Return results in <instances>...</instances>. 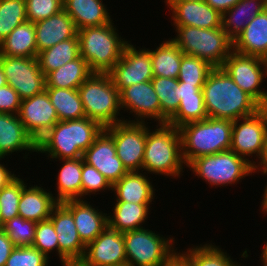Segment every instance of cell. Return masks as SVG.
<instances>
[{
    "label": "cell",
    "instance_id": "58",
    "mask_svg": "<svg viewBox=\"0 0 267 266\" xmlns=\"http://www.w3.org/2000/svg\"><path fill=\"white\" fill-rule=\"evenodd\" d=\"M263 266H267V258L260 257Z\"/></svg>",
    "mask_w": 267,
    "mask_h": 266
},
{
    "label": "cell",
    "instance_id": "5",
    "mask_svg": "<svg viewBox=\"0 0 267 266\" xmlns=\"http://www.w3.org/2000/svg\"><path fill=\"white\" fill-rule=\"evenodd\" d=\"M111 23L78 30L80 56L93 72L108 73L122 56L127 43Z\"/></svg>",
    "mask_w": 267,
    "mask_h": 266
},
{
    "label": "cell",
    "instance_id": "51",
    "mask_svg": "<svg viewBox=\"0 0 267 266\" xmlns=\"http://www.w3.org/2000/svg\"><path fill=\"white\" fill-rule=\"evenodd\" d=\"M2 159L5 158H0L1 161ZM1 163L2 162H0V190L17 176L16 173L14 174V172L12 173V171L8 170L9 168H7L4 163Z\"/></svg>",
    "mask_w": 267,
    "mask_h": 266
},
{
    "label": "cell",
    "instance_id": "1",
    "mask_svg": "<svg viewBox=\"0 0 267 266\" xmlns=\"http://www.w3.org/2000/svg\"><path fill=\"white\" fill-rule=\"evenodd\" d=\"M208 117L235 121L263 107L243 91L222 67L213 68L202 88Z\"/></svg>",
    "mask_w": 267,
    "mask_h": 266
},
{
    "label": "cell",
    "instance_id": "52",
    "mask_svg": "<svg viewBox=\"0 0 267 266\" xmlns=\"http://www.w3.org/2000/svg\"><path fill=\"white\" fill-rule=\"evenodd\" d=\"M261 171L262 175H267V137H266V143L264 148V153L260 161L254 166V174Z\"/></svg>",
    "mask_w": 267,
    "mask_h": 266
},
{
    "label": "cell",
    "instance_id": "26",
    "mask_svg": "<svg viewBox=\"0 0 267 266\" xmlns=\"http://www.w3.org/2000/svg\"><path fill=\"white\" fill-rule=\"evenodd\" d=\"M26 186L21 193L18 205L19 216L25 220L40 222L49 219L53 208L58 204L52 191L43 186Z\"/></svg>",
    "mask_w": 267,
    "mask_h": 266
},
{
    "label": "cell",
    "instance_id": "12",
    "mask_svg": "<svg viewBox=\"0 0 267 266\" xmlns=\"http://www.w3.org/2000/svg\"><path fill=\"white\" fill-rule=\"evenodd\" d=\"M0 64L7 84L20 99L33 97L45 90V75L40 69L37 57H10L0 55Z\"/></svg>",
    "mask_w": 267,
    "mask_h": 266
},
{
    "label": "cell",
    "instance_id": "22",
    "mask_svg": "<svg viewBox=\"0 0 267 266\" xmlns=\"http://www.w3.org/2000/svg\"><path fill=\"white\" fill-rule=\"evenodd\" d=\"M17 151H24L26 160L29 153L37 152V143L27 133L17 114L0 113V158Z\"/></svg>",
    "mask_w": 267,
    "mask_h": 266
},
{
    "label": "cell",
    "instance_id": "32",
    "mask_svg": "<svg viewBox=\"0 0 267 266\" xmlns=\"http://www.w3.org/2000/svg\"><path fill=\"white\" fill-rule=\"evenodd\" d=\"M92 73L88 63L80 56L49 72L45 76L46 87L78 89Z\"/></svg>",
    "mask_w": 267,
    "mask_h": 266
},
{
    "label": "cell",
    "instance_id": "4",
    "mask_svg": "<svg viewBox=\"0 0 267 266\" xmlns=\"http://www.w3.org/2000/svg\"><path fill=\"white\" fill-rule=\"evenodd\" d=\"M233 121L208 117L180 126L182 156L186 167L196 158L230 150Z\"/></svg>",
    "mask_w": 267,
    "mask_h": 266
},
{
    "label": "cell",
    "instance_id": "47",
    "mask_svg": "<svg viewBox=\"0 0 267 266\" xmlns=\"http://www.w3.org/2000/svg\"><path fill=\"white\" fill-rule=\"evenodd\" d=\"M21 99L8 84L0 87V113L18 114Z\"/></svg>",
    "mask_w": 267,
    "mask_h": 266
},
{
    "label": "cell",
    "instance_id": "16",
    "mask_svg": "<svg viewBox=\"0 0 267 266\" xmlns=\"http://www.w3.org/2000/svg\"><path fill=\"white\" fill-rule=\"evenodd\" d=\"M17 115L36 143L59 121L46 90L21 100Z\"/></svg>",
    "mask_w": 267,
    "mask_h": 266
},
{
    "label": "cell",
    "instance_id": "38",
    "mask_svg": "<svg viewBox=\"0 0 267 266\" xmlns=\"http://www.w3.org/2000/svg\"><path fill=\"white\" fill-rule=\"evenodd\" d=\"M208 118L204 106V98L202 90L194 95L182 97L179 100V107L176 114L168 121V124L177 128L194 121H201Z\"/></svg>",
    "mask_w": 267,
    "mask_h": 266
},
{
    "label": "cell",
    "instance_id": "10",
    "mask_svg": "<svg viewBox=\"0 0 267 266\" xmlns=\"http://www.w3.org/2000/svg\"><path fill=\"white\" fill-rule=\"evenodd\" d=\"M266 137L267 107H263L254 115L233 121L230 150L255 166L263 156ZM253 156L256 162L249 160Z\"/></svg>",
    "mask_w": 267,
    "mask_h": 266
},
{
    "label": "cell",
    "instance_id": "19",
    "mask_svg": "<svg viewBox=\"0 0 267 266\" xmlns=\"http://www.w3.org/2000/svg\"><path fill=\"white\" fill-rule=\"evenodd\" d=\"M171 10L172 26H191L205 29L222 27V14L205 1H164Z\"/></svg>",
    "mask_w": 267,
    "mask_h": 266
},
{
    "label": "cell",
    "instance_id": "30",
    "mask_svg": "<svg viewBox=\"0 0 267 266\" xmlns=\"http://www.w3.org/2000/svg\"><path fill=\"white\" fill-rule=\"evenodd\" d=\"M0 55L37 57L35 24L25 21L17 26L1 43Z\"/></svg>",
    "mask_w": 267,
    "mask_h": 266
},
{
    "label": "cell",
    "instance_id": "25",
    "mask_svg": "<svg viewBox=\"0 0 267 266\" xmlns=\"http://www.w3.org/2000/svg\"><path fill=\"white\" fill-rule=\"evenodd\" d=\"M147 175V176H146ZM143 171L127 172L119 181L112 185L115 202H132L137 204H152L155 198L154 184L148 174Z\"/></svg>",
    "mask_w": 267,
    "mask_h": 266
},
{
    "label": "cell",
    "instance_id": "20",
    "mask_svg": "<svg viewBox=\"0 0 267 266\" xmlns=\"http://www.w3.org/2000/svg\"><path fill=\"white\" fill-rule=\"evenodd\" d=\"M49 219L57 233L60 261L81 260L86 245L80 239L72 213L62 203H58Z\"/></svg>",
    "mask_w": 267,
    "mask_h": 266
},
{
    "label": "cell",
    "instance_id": "42",
    "mask_svg": "<svg viewBox=\"0 0 267 266\" xmlns=\"http://www.w3.org/2000/svg\"><path fill=\"white\" fill-rule=\"evenodd\" d=\"M36 225L34 221L17 216L5 222L1 229L8 235L15 247H30L35 239Z\"/></svg>",
    "mask_w": 267,
    "mask_h": 266
},
{
    "label": "cell",
    "instance_id": "49",
    "mask_svg": "<svg viewBox=\"0 0 267 266\" xmlns=\"http://www.w3.org/2000/svg\"><path fill=\"white\" fill-rule=\"evenodd\" d=\"M203 86H193L185 82H178L177 97L180 100L182 97L194 96L202 90Z\"/></svg>",
    "mask_w": 267,
    "mask_h": 266
},
{
    "label": "cell",
    "instance_id": "18",
    "mask_svg": "<svg viewBox=\"0 0 267 266\" xmlns=\"http://www.w3.org/2000/svg\"><path fill=\"white\" fill-rule=\"evenodd\" d=\"M83 160L95 167L112 185L128 172L116 154L113 137L105 129L83 153Z\"/></svg>",
    "mask_w": 267,
    "mask_h": 266
},
{
    "label": "cell",
    "instance_id": "28",
    "mask_svg": "<svg viewBox=\"0 0 267 266\" xmlns=\"http://www.w3.org/2000/svg\"><path fill=\"white\" fill-rule=\"evenodd\" d=\"M151 204H137L132 202H116L113 205V216L108 213V226L121 233L144 228L147 222ZM149 212V213H148Z\"/></svg>",
    "mask_w": 267,
    "mask_h": 266
},
{
    "label": "cell",
    "instance_id": "59",
    "mask_svg": "<svg viewBox=\"0 0 267 266\" xmlns=\"http://www.w3.org/2000/svg\"><path fill=\"white\" fill-rule=\"evenodd\" d=\"M165 1H191V0H165ZM192 1H205V0H192Z\"/></svg>",
    "mask_w": 267,
    "mask_h": 266
},
{
    "label": "cell",
    "instance_id": "31",
    "mask_svg": "<svg viewBox=\"0 0 267 266\" xmlns=\"http://www.w3.org/2000/svg\"><path fill=\"white\" fill-rule=\"evenodd\" d=\"M55 186V200L62 203L68 200L81 199L82 157L62 159Z\"/></svg>",
    "mask_w": 267,
    "mask_h": 266
},
{
    "label": "cell",
    "instance_id": "56",
    "mask_svg": "<svg viewBox=\"0 0 267 266\" xmlns=\"http://www.w3.org/2000/svg\"><path fill=\"white\" fill-rule=\"evenodd\" d=\"M262 253H260V257L262 258H267V242L266 244L264 245L263 249L261 250Z\"/></svg>",
    "mask_w": 267,
    "mask_h": 266
},
{
    "label": "cell",
    "instance_id": "13",
    "mask_svg": "<svg viewBox=\"0 0 267 266\" xmlns=\"http://www.w3.org/2000/svg\"><path fill=\"white\" fill-rule=\"evenodd\" d=\"M112 137L116 154L128 172L142 171L146 122H119L104 128Z\"/></svg>",
    "mask_w": 267,
    "mask_h": 266
},
{
    "label": "cell",
    "instance_id": "27",
    "mask_svg": "<svg viewBox=\"0 0 267 266\" xmlns=\"http://www.w3.org/2000/svg\"><path fill=\"white\" fill-rule=\"evenodd\" d=\"M63 9L72 18L77 30L113 21L103 0H63Z\"/></svg>",
    "mask_w": 267,
    "mask_h": 266
},
{
    "label": "cell",
    "instance_id": "3",
    "mask_svg": "<svg viewBox=\"0 0 267 266\" xmlns=\"http://www.w3.org/2000/svg\"><path fill=\"white\" fill-rule=\"evenodd\" d=\"M146 122V144L142 171L149 174L179 178L186 166L179 129L168 123L157 124L153 130ZM159 126V127H158ZM149 127V128H148ZM181 175V176H180Z\"/></svg>",
    "mask_w": 267,
    "mask_h": 266
},
{
    "label": "cell",
    "instance_id": "34",
    "mask_svg": "<svg viewBox=\"0 0 267 266\" xmlns=\"http://www.w3.org/2000/svg\"><path fill=\"white\" fill-rule=\"evenodd\" d=\"M183 54L172 39L162 41L156 49L150 50L153 76L177 79Z\"/></svg>",
    "mask_w": 267,
    "mask_h": 266
},
{
    "label": "cell",
    "instance_id": "7",
    "mask_svg": "<svg viewBox=\"0 0 267 266\" xmlns=\"http://www.w3.org/2000/svg\"><path fill=\"white\" fill-rule=\"evenodd\" d=\"M177 32L172 41L185 55L196 56L212 67H222L233 51V41L222 27L205 29L191 26L174 27Z\"/></svg>",
    "mask_w": 267,
    "mask_h": 266
},
{
    "label": "cell",
    "instance_id": "43",
    "mask_svg": "<svg viewBox=\"0 0 267 266\" xmlns=\"http://www.w3.org/2000/svg\"><path fill=\"white\" fill-rule=\"evenodd\" d=\"M32 247L38 249L48 259H50V253L56 250L59 257V244L57 239V233L50 219H46L37 222L35 228V239Z\"/></svg>",
    "mask_w": 267,
    "mask_h": 266
},
{
    "label": "cell",
    "instance_id": "61",
    "mask_svg": "<svg viewBox=\"0 0 267 266\" xmlns=\"http://www.w3.org/2000/svg\"><path fill=\"white\" fill-rule=\"evenodd\" d=\"M0 228H1V210H0Z\"/></svg>",
    "mask_w": 267,
    "mask_h": 266
},
{
    "label": "cell",
    "instance_id": "29",
    "mask_svg": "<svg viewBox=\"0 0 267 266\" xmlns=\"http://www.w3.org/2000/svg\"><path fill=\"white\" fill-rule=\"evenodd\" d=\"M266 8L267 0H240L222 14V29L233 41L246 25Z\"/></svg>",
    "mask_w": 267,
    "mask_h": 266
},
{
    "label": "cell",
    "instance_id": "50",
    "mask_svg": "<svg viewBox=\"0 0 267 266\" xmlns=\"http://www.w3.org/2000/svg\"><path fill=\"white\" fill-rule=\"evenodd\" d=\"M240 0H205L213 9L219 11L221 14L235 6Z\"/></svg>",
    "mask_w": 267,
    "mask_h": 266
},
{
    "label": "cell",
    "instance_id": "48",
    "mask_svg": "<svg viewBox=\"0 0 267 266\" xmlns=\"http://www.w3.org/2000/svg\"><path fill=\"white\" fill-rule=\"evenodd\" d=\"M14 247L8 235L0 228V266L6 265V261Z\"/></svg>",
    "mask_w": 267,
    "mask_h": 266
},
{
    "label": "cell",
    "instance_id": "55",
    "mask_svg": "<svg viewBox=\"0 0 267 266\" xmlns=\"http://www.w3.org/2000/svg\"><path fill=\"white\" fill-rule=\"evenodd\" d=\"M7 85V79L0 64V87Z\"/></svg>",
    "mask_w": 267,
    "mask_h": 266
},
{
    "label": "cell",
    "instance_id": "15",
    "mask_svg": "<svg viewBox=\"0 0 267 266\" xmlns=\"http://www.w3.org/2000/svg\"><path fill=\"white\" fill-rule=\"evenodd\" d=\"M119 96L121 110L130 111L129 114L135 117L134 120L129 117L130 120L125 121L145 123L147 120H154L161 124V105L151 81L124 88Z\"/></svg>",
    "mask_w": 267,
    "mask_h": 266
},
{
    "label": "cell",
    "instance_id": "6",
    "mask_svg": "<svg viewBox=\"0 0 267 266\" xmlns=\"http://www.w3.org/2000/svg\"><path fill=\"white\" fill-rule=\"evenodd\" d=\"M85 116L103 128L125 121L120 96L108 73L93 72L78 88Z\"/></svg>",
    "mask_w": 267,
    "mask_h": 266
},
{
    "label": "cell",
    "instance_id": "2",
    "mask_svg": "<svg viewBox=\"0 0 267 266\" xmlns=\"http://www.w3.org/2000/svg\"><path fill=\"white\" fill-rule=\"evenodd\" d=\"M103 129L87 117L58 121L37 142V153H45L50 161L81 158Z\"/></svg>",
    "mask_w": 267,
    "mask_h": 266
},
{
    "label": "cell",
    "instance_id": "41",
    "mask_svg": "<svg viewBox=\"0 0 267 266\" xmlns=\"http://www.w3.org/2000/svg\"><path fill=\"white\" fill-rule=\"evenodd\" d=\"M213 68L203 59L183 54L177 80L193 86H203Z\"/></svg>",
    "mask_w": 267,
    "mask_h": 266
},
{
    "label": "cell",
    "instance_id": "44",
    "mask_svg": "<svg viewBox=\"0 0 267 266\" xmlns=\"http://www.w3.org/2000/svg\"><path fill=\"white\" fill-rule=\"evenodd\" d=\"M107 189L112 193V184L95 167L84 162L82 157L81 199Z\"/></svg>",
    "mask_w": 267,
    "mask_h": 266
},
{
    "label": "cell",
    "instance_id": "21",
    "mask_svg": "<svg viewBox=\"0 0 267 266\" xmlns=\"http://www.w3.org/2000/svg\"><path fill=\"white\" fill-rule=\"evenodd\" d=\"M62 204L72 213L80 239L85 245L94 241L108 226V214L99 211L87 200H68Z\"/></svg>",
    "mask_w": 267,
    "mask_h": 266
},
{
    "label": "cell",
    "instance_id": "57",
    "mask_svg": "<svg viewBox=\"0 0 267 266\" xmlns=\"http://www.w3.org/2000/svg\"><path fill=\"white\" fill-rule=\"evenodd\" d=\"M176 266H186L179 258L176 259Z\"/></svg>",
    "mask_w": 267,
    "mask_h": 266
},
{
    "label": "cell",
    "instance_id": "33",
    "mask_svg": "<svg viewBox=\"0 0 267 266\" xmlns=\"http://www.w3.org/2000/svg\"><path fill=\"white\" fill-rule=\"evenodd\" d=\"M178 258L186 266H241L224 249L212 243L194 245L182 253L179 251Z\"/></svg>",
    "mask_w": 267,
    "mask_h": 266
},
{
    "label": "cell",
    "instance_id": "53",
    "mask_svg": "<svg viewBox=\"0 0 267 266\" xmlns=\"http://www.w3.org/2000/svg\"><path fill=\"white\" fill-rule=\"evenodd\" d=\"M265 189H263L264 194L262 195L263 200L261 201L260 204V209L262 210V213L264 214V216L267 214V182L266 185L264 186Z\"/></svg>",
    "mask_w": 267,
    "mask_h": 266
},
{
    "label": "cell",
    "instance_id": "11",
    "mask_svg": "<svg viewBox=\"0 0 267 266\" xmlns=\"http://www.w3.org/2000/svg\"><path fill=\"white\" fill-rule=\"evenodd\" d=\"M222 68L243 91L267 107V91L260 87L267 77V60L232 51Z\"/></svg>",
    "mask_w": 267,
    "mask_h": 266
},
{
    "label": "cell",
    "instance_id": "37",
    "mask_svg": "<svg viewBox=\"0 0 267 266\" xmlns=\"http://www.w3.org/2000/svg\"><path fill=\"white\" fill-rule=\"evenodd\" d=\"M151 83L161 105V124L168 123L179 107L177 97L178 80L154 76Z\"/></svg>",
    "mask_w": 267,
    "mask_h": 266
},
{
    "label": "cell",
    "instance_id": "54",
    "mask_svg": "<svg viewBox=\"0 0 267 266\" xmlns=\"http://www.w3.org/2000/svg\"><path fill=\"white\" fill-rule=\"evenodd\" d=\"M63 266H88L82 260H66L60 262Z\"/></svg>",
    "mask_w": 267,
    "mask_h": 266
},
{
    "label": "cell",
    "instance_id": "40",
    "mask_svg": "<svg viewBox=\"0 0 267 266\" xmlns=\"http://www.w3.org/2000/svg\"><path fill=\"white\" fill-rule=\"evenodd\" d=\"M27 185L18 175L0 190L1 228L5 222L19 216L21 193Z\"/></svg>",
    "mask_w": 267,
    "mask_h": 266
},
{
    "label": "cell",
    "instance_id": "14",
    "mask_svg": "<svg viewBox=\"0 0 267 266\" xmlns=\"http://www.w3.org/2000/svg\"><path fill=\"white\" fill-rule=\"evenodd\" d=\"M129 41L122 56L108 72L119 93L133 84L151 81L153 76L152 61L149 48H139ZM135 47H134V46Z\"/></svg>",
    "mask_w": 267,
    "mask_h": 266
},
{
    "label": "cell",
    "instance_id": "60",
    "mask_svg": "<svg viewBox=\"0 0 267 266\" xmlns=\"http://www.w3.org/2000/svg\"><path fill=\"white\" fill-rule=\"evenodd\" d=\"M170 266H176V260Z\"/></svg>",
    "mask_w": 267,
    "mask_h": 266
},
{
    "label": "cell",
    "instance_id": "24",
    "mask_svg": "<svg viewBox=\"0 0 267 266\" xmlns=\"http://www.w3.org/2000/svg\"><path fill=\"white\" fill-rule=\"evenodd\" d=\"M233 51L267 60V8L233 40Z\"/></svg>",
    "mask_w": 267,
    "mask_h": 266
},
{
    "label": "cell",
    "instance_id": "45",
    "mask_svg": "<svg viewBox=\"0 0 267 266\" xmlns=\"http://www.w3.org/2000/svg\"><path fill=\"white\" fill-rule=\"evenodd\" d=\"M49 259L38 249L30 247H14L5 266H48Z\"/></svg>",
    "mask_w": 267,
    "mask_h": 266
},
{
    "label": "cell",
    "instance_id": "35",
    "mask_svg": "<svg viewBox=\"0 0 267 266\" xmlns=\"http://www.w3.org/2000/svg\"><path fill=\"white\" fill-rule=\"evenodd\" d=\"M59 121L86 117L78 89L45 87Z\"/></svg>",
    "mask_w": 267,
    "mask_h": 266
},
{
    "label": "cell",
    "instance_id": "17",
    "mask_svg": "<svg viewBox=\"0 0 267 266\" xmlns=\"http://www.w3.org/2000/svg\"><path fill=\"white\" fill-rule=\"evenodd\" d=\"M81 260L88 266H127L123 233L107 226L86 245Z\"/></svg>",
    "mask_w": 267,
    "mask_h": 266
},
{
    "label": "cell",
    "instance_id": "23",
    "mask_svg": "<svg viewBox=\"0 0 267 266\" xmlns=\"http://www.w3.org/2000/svg\"><path fill=\"white\" fill-rule=\"evenodd\" d=\"M35 24L37 56L61 41L74 38L78 30L72 18L63 9L47 19Z\"/></svg>",
    "mask_w": 267,
    "mask_h": 266
},
{
    "label": "cell",
    "instance_id": "46",
    "mask_svg": "<svg viewBox=\"0 0 267 266\" xmlns=\"http://www.w3.org/2000/svg\"><path fill=\"white\" fill-rule=\"evenodd\" d=\"M27 20L36 23L63 10V0H25Z\"/></svg>",
    "mask_w": 267,
    "mask_h": 266
},
{
    "label": "cell",
    "instance_id": "36",
    "mask_svg": "<svg viewBox=\"0 0 267 266\" xmlns=\"http://www.w3.org/2000/svg\"><path fill=\"white\" fill-rule=\"evenodd\" d=\"M79 57L80 49L77 35L74 38L61 41L51 48L41 51L37 56L40 69L45 76L49 72Z\"/></svg>",
    "mask_w": 267,
    "mask_h": 266
},
{
    "label": "cell",
    "instance_id": "9",
    "mask_svg": "<svg viewBox=\"0 0 267 266\" xmlns=\"http://www.w3.org/2000/svg\"><path fill=\"white\" fill-rule=\"evenodd\" d=\"M187 167L212 187L232 186L254 173V166L232 150L198 157Z\"/></svg>",
    "mask_w": 267,
    "mask_h": 266
},
{
    "label": "cell",
    "instance_id": "39",
    "mask_svg": "<svg viewBox=\"0 0 267 266\" xmlns=\"http://www.w3.org/2000/svg\"><path fill=\"white\" fill-rule=\"evenodd\" d=\"M25 21V0H0V43Z\"/></svg>",
    "mask_w": 267,
    "mask_h": 266
},
{
    "label": "cell",
    "instance_id": "8",
    "mask_svg": "<svg viewBox=\"0 0 267 266\" xmlns=\"http://www.w3.org/2000/svg\"><path fill=\"white\" fill-rule=\"evenodd\" d=\"M160 235L148 228L123 233L127 266H170L178 258L175 239Z\"/></svg>",
    "mask_w": 267,
    "mask_h": 266
}]
</instances>
